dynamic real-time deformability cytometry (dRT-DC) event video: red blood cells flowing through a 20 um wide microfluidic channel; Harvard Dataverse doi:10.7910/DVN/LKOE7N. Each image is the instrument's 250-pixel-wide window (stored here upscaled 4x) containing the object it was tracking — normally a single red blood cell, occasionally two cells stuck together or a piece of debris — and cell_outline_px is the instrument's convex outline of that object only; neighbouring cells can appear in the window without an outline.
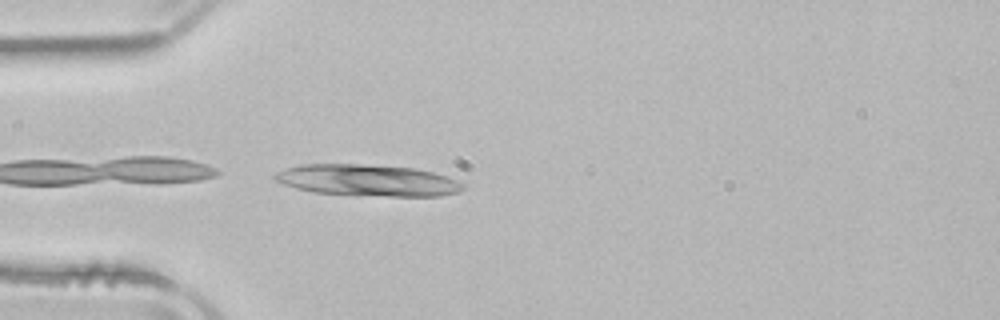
{"species": "common noctule bat (a hibernating species)", "species_latin": "Nyctalus noctula", "temperature_condition": "room temperature", "stored_images_in_passage": 3, "camera_frame_rate_fps": 3000, "um_per_image_px": 0.085, "animal": {"sex": "male", "body_mass_g": 21.5, "forearm_length_mm": 52.0}, "frame": {"image": 1, "passage_image": 3, "time_ms": 0.667, "image_size_px": [1000, 320], "cell_outline_px": [[464, 188], [456, 192], [440, 196], [388, 196], [312, 192], [296, 188], [284, 184], [276, 180], [272, 176], [276, 172], [284, 168], [300, 164], [360, 164], [416, 168], [448, 176], [464, 184]], "centroid_in_image_um": [31.23, 15.31], "position_along_channel_um": 53.8, "area_um2": 34.45}}